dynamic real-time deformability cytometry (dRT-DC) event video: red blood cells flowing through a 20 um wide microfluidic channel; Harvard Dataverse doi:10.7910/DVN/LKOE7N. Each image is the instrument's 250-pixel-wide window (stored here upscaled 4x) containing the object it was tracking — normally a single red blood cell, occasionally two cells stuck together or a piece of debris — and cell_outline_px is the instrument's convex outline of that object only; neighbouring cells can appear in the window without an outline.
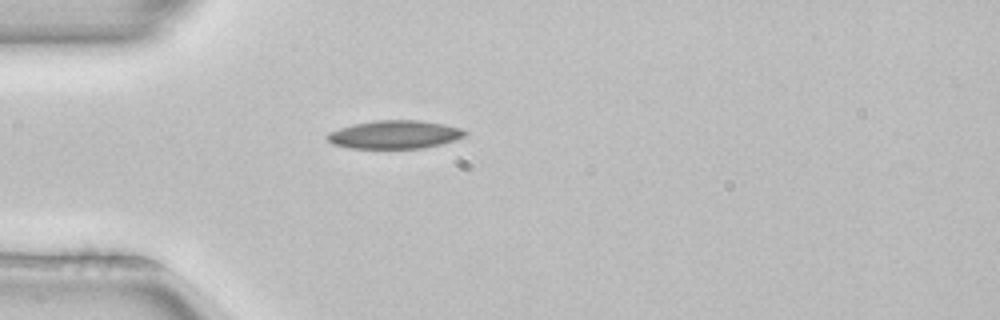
{"species": "common noctule bat (a hibernating species)", "species_latin": "Nyctalus noctula", "temperature_condition": "room temperature", "stored_images_in_passage": 1, "camera_frame_rate_fps": 3000, "um_per_image_px": 0.085, "animal": {"sex": "female", "body_mass_g": 22.7, "forearm_length_mm": 54.2}, "frame": {"image": 1, "passage_image": 1, "time_ms": 0.0, "image_size_px": [1000, 320], "cell_outline_px": [[468, 132], [464, 136], [456, 140], [424, 148], [352, 148], [332, 144], [324, 136], [328, 132], [340, 128], [356, 124], [376, 120], [420, 120], [444, 124], [460, 128]], "centroid_in_image_um": [33.55, 11.44], "position_along_channel_um": 51.5, "area_um2": 22.6}}